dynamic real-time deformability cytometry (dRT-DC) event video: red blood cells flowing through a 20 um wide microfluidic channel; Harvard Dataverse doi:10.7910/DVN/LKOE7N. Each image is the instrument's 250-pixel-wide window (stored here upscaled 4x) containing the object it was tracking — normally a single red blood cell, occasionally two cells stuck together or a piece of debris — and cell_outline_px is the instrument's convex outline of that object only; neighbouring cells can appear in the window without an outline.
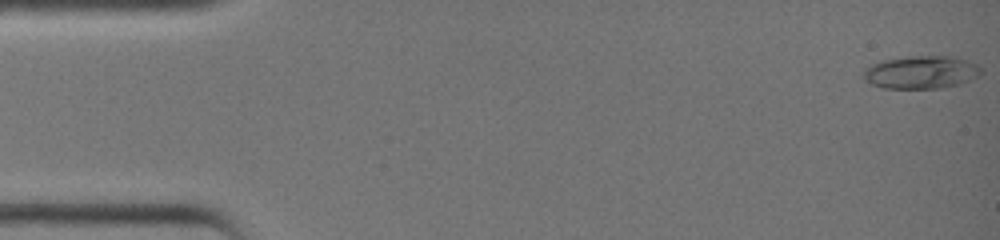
{"species": "common noctule bat (a hibernating species)", "species_latin": "Nyctalus noctula", "temperature_condition": "warm", "stored_images_in_passage": 39, "camera_frame_rate_fps": 3000, "um_per_image_px": 0.085, "animal": {"sex": "female", "body_mass_g": 19.0, "forearm_length_mm": 51.5}, "frame": {"image": 1, "passage_image": 1, "time_ms": 0.0, "image_size_px": [1000, 240], "cell_outline_px": [[984, 72], [960, 84], [940, 88], [884, 88], [872, 84], [864, 80], [864, 68], [880, 60], [908, 56], [952, 56], [976, 64]], "centroid_in_image_um": [78.26, 6.13], "position_along_channel_um": 6.7, "area_um2": 22.48}}
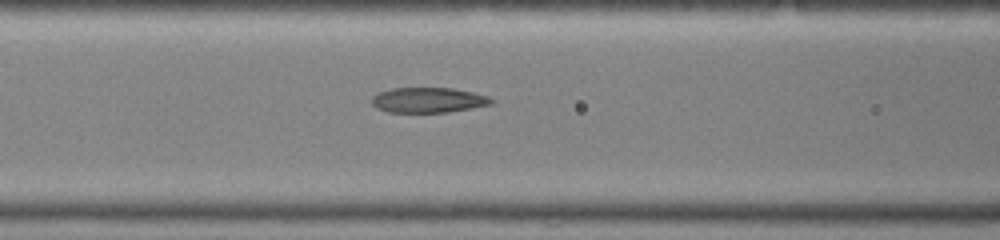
{"frame": {"image": 2, "passage_image": 17, "time_ms": 5.333, "image_size_px": [1000, 240], "cell_outline_px": [[496, 100], [492, 104], [472, 108], [448, 112], [388, 112], [376, 108], [372, 104], [372, 96], [380, 92], [392, 88], [452, 88], [472, 92], [488, 96]], "centroid_in_image_um": [36.42, 8.51], "position_along_channel_um": 130.2, "area_um2": 17.57}}
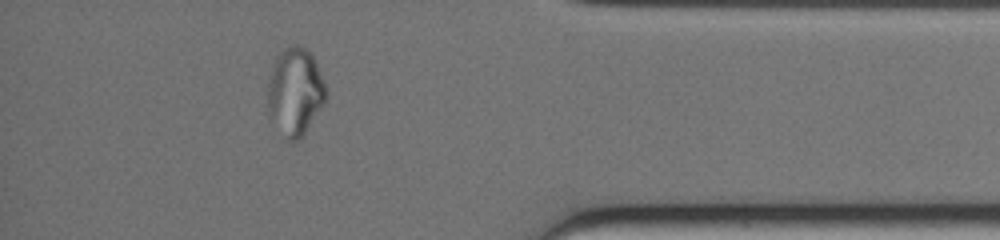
{"frame": {"image": 3, "passage_image": 35, "time_ms": 11.333, "image_size_px": [1000, 240], "cell_outline_px": [[328, 96], [324, 104], [304, 132], [296, 140], [284, 140], [268, 116], [268, 84], [272, 68], [276, 56], [288, 44], [300, 44], [308, 48], [312, 52], [316, 60], [328, 88]], "centroid_in_image_um": [25.1, 7.74], "position_along_channel_um": 410.1, "area_um2": 30.46}}